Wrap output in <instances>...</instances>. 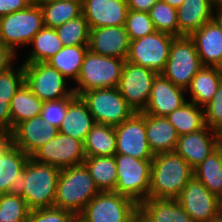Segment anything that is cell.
Here are the masks:
<instances>
[{"instance_id": "cell-14", "label": "cell", "mask_w": 222, "mask_h": 222, "mask_svg": "<svg viewBox=\"0 0 222 222\" xmlns=\"http://www.w3.org/2000/svg\"><path fill=\"white\" fill-rule=\"evenodd\" d=\"M176 200L193 222H209L222 212L221 199L195 177L187 183Z\"/></svg>"}, {"instance_id": "cell-37", "label": "cell", "mask_w": 222, "mask_h": 222, "mask_svg": "<svg viewBox=\"0 0 222 222\" xmlns=\"http://www.w3.org/2000/svg\"><path fill=\"white\" fill-rule=\"evenodd\" d=\"M156 31L179 37L177 10L158 0L148 11Z\"/></svg>"}, {"instance_id": "cell-43", "label": "cell", "mask_w": 222, "mask_h": 222, "mask_svg": "<svg viewBox=\"0 0 222 222\" xmlns=\"http://www.w3.org/2000/svg\"><path fill=\"white\" fill-rule=\"evenodd\" d=\"M75 215L58 207L30 210L27 222H70Z\"/></svg>"}, {"instance_id": "cell-4", "label": "cell", "mask_w": 222, "mask_h": 222, "mask_svg": "<svg viewBox=\"0 0 222 222\" xmlns=\"http://www.w3.org/2000/svg\"><path fill=\"white\" fill-rule=\"evenodd\" d=\"M126 59L99 55L88 49L73 91L80 96L87 90L115 88Z\"/></svg>"}, {"instance_id": "cell-25", "label": "cell", "mask_w": 222, "mask_h": 222, "mask_svg": "<svg viewBox=\"0 0 222 222\" xmlns=\"http://www.w3.org/2000/svg\"><path fill=\"white\" fill-rule=\"evenodd\" d=\"M138 211L149 222H193L176 199L148 198L138 204Z\"/></svg>"}, {"instance_id": "cell-35", "label": "cell", "mask_w": 222, "mask_h": 222, "mask_svg": "<svg viewBox=\"0 0 222 222\" xmlns=\"http://www.w3.org/2000/svg\"><path fill=\"white\" fill-rule=\"evenodd\" d=\"M41 8L44 26L55 29L82 14V0H56Z\"/></svg>"}, {"instance_id": "cell-40", "label": "cell", "mask_w": 222, "mask_h": 222, "mask_svg": "<svg viewBox=\"0 0 222 222\" xmlns=\"http://www.w3.org/2000/svg\"><path fill=\"white\" fill-rule=\"evenodd\" d=\"M24 84V64L14 69L13 65L0 73V102H11L12 97Z\"/></svg>"}, {"instance_id": "cell-54", "label": "cell", "mask_w": 222, "mask_h": 222, "mask_svg": "<svg viewBox=\"0 0 222 222\" xmlns=\"http://www.w3.org/2000/svg\"><path fill=\"white\" fill-rule=\"evenodd\" d=\"M209 222H222V212Z\"/></svg>"}, {"instance_id": "cell-17", "label": "cell", "mask_w": 222, "mask_h": 222, "mask_svg": "<svg viewBox=\"0 0 222 222\" xmlns=\"http://www.w3.org/2000/svg\"><path fill=\"white\" fill-rule=\"evenodd\" d=\"M58 129L49 125L40 115L19 123L10 133V141L31 156L57 134Z\"/></svg>"}, {"instance_id": "cell-32", "label": "cell", "mask_w": 222, "mask_h": 222, "mask_svg": "<svg viewBox=\"0 0 222 222\" xmlns=\"http://www.w3.org/2000/svg\"><path fill=\"white\" fill-rule=\"evenodd\" d=\"M194 177L213 194L222 198V146L194 169Z\"/></svg>"}, {"instance_id": "cell-24", "label": "cell", "mask_w": 222, "mask_h": 222, "mask_svg": "<svg viewBox=\"0 0 222 222\" xmlns=\"http://www.w3.org/2000/svg\"><path fill=\"white\" fill-rule=\"evenodd\" d=\"M176 10L179 37L190 36L215 17L210 0H184Z\"/></svg>"}, {"instance_id": "cell-52", "label": "cell", "mask_w": 222, "mask_h": 222, "mask_svg": "<svg viewBox=\"0 0 222 222\" xmlns=\"http://www.w3.org/2000/svg\"><path fill=\"white\" fill-rule=\"evenodd\" d=\"M32 5L42 6L43 4L56 1V0H29Z\"/></svg>"}, {"instance_id": "cell-46", "label": "cell", "mask_w": 222, "mask_h": 222, "mask_svg": "<svg viewBox=\"0 0 222 222\" xmlns=\"http://www.w3.org/2000/svg\"><path fill=\"white\" fill-rule=\"evenodd\" d=\"M16 58L17 55L0 42V73L9 69Z\"/></svg>"}, {"instance_id": "cell-30", "label": "cell", "mask_w": 222, "mask_h": 222, "mask_svg": "<svg viewBox=\"0 0 222 222\" xmlns=\"http://www.w3.org/2000/svg\"><path fill=\"white\" fill-rule=\"evenodd\" d=\"M85 156H114L116 154V134L114 126L96 123L84 141Z\"/></svg>"}, {"instance_id": "cell-33", "label": "cell", "mask_w": 222, "mask_h": 222, "mask_svg": "<svg viewBox=\"0 0 222 222\" xmlns=\"http://www.w3.org/2000/svg\"><path fill=\"white\" fill-rule=\"evenodd\" d=\"M33 49L23 63L46 62L63 48L54 28L43 26L29 44Z\"/></svg>"}, {"instance_id": "cell-2", "label": "cell", "mask_w": 222, "mask_h": 222, "mask_svg": "<svg viewBox=\"0 0 222 222\" xmlns=\"http://www.w3.org/2000/svg\"><path fill=\"white\" fill-rule=\"evenodd\" d=\"M60 171L56 166L29 158L17 192L27 202L30 210L54 206Z\"/></svg>"}, {"instance_id": "cell-47", "label": "cell", "mask_w": 222, "mask_h": 222, "mask_svg": "<svg viewBox=\"0 0 222 222\" xmlns=\"http://www.w3.org/2000/svg\"><path fill=\"white\" fill-rule=\"evenodd\" d=\"M158 0H127L129 10L148 12Z\"/></svg>"}, {"instance_id": "cell-49", "label": "cell", "mask_w": 222, "mask_h": 222, "mask_svg": "<svg viewBox=\"0 0 222 222\" xmlns=\"http://www.w3.org/2000/svg\"><path fill=\"white\" fill-rule=\"evenodd\" d=\"M130 222H149L139 211L131 218Z\"/></svg>"}, {"instance_id": "cell-34", "label": "cell", "mask_w": 222, "mask_h": 222, "mask_svg": "<svg viewBox=\"0 0 222 222\" xmlns=\"http://www.w3.org/2000/svg\"><path fill=\"white\" fill-rule=\"evenodd\" d=\"M43 103L23 84L10 102L12 131L19 123L40 115Z\"/></svg>"}, {"instance_id": "cell-45", "label": "cell", "mask_w": 222, "mask_h": 222, "mask_svg": "<svg viewBox=\"0 0 222 222\" xmlns=\"http://www.w3.org/2000/svg\"><path fill=\"white\" fill-rule=\"evenodd\" d=\"M0 131L8 134L12 132L10 102H0Z\"/></svg>"}, {"instance_id": "cell-29", "label": "cell", "mask_w": 222, "mask_h": 222, "mask_svg": "<svg viewBox=\"0 0 222 222\" xmlns=\"http://www.w3.org/2000/svg\"><path fill=\"white\" fill-rule=\"evenodd\" d=\"M89 45L63 46L46 63L59 71L67 80L76 82Z\"/></svg>"}, {"instance_id": "cell-1", "label": "cell", "mask_w": 222, "mask_h": 222, "mask_svg": "<svg viewBox=\"0 0 222 222\" xmlns=\"http://www.w3.org/2000/svg\"><path fill=\"white\" fill-rule=\"evenodd\" d=\"M194 177V169L175 151L154 155L149 198L176 199Z\"/></svg>"}, {"instance_id": "cell-6", "label": "cell", "mask_w": 222, "mask_h": 222, "mask_svg": "<svg viewBox=\"0 0 222 222\" xmlns=\"http://www.w3.org/2000/svg\"><path fill=\"white\" fill-rule=\"evenodd\" d=\"M118 181L114 192L134 200L137 204L149 198L152 160H142L116 153Z\"/></svg>"}, {"instance_id": "cell-11", "label": "cell", "mask_w": 222, "mask_h": 222, "mask_svg": "<svg viewBox=\"0 0 222 222\" xmlns=\"http://www.w3.org/2000/svg\"><path fill=\"white\" fill-rule=\"evenodd\" d=\"M174 38L173 35L155 31L153 34L133 40L130 42L126 61L161 74Z\"/></svg>"}, {"instance_id": "cell-19", "label": "cell", "mask_w": 222, "mask_h": 222, "mask_svg": "<svg viewBox=\"0 0 222 222\" xmlns=\"http://www.w3.org/2000/svg\"><path fill=\"white\" fill-rule=\"evenodd\" d=\"M128 11L127 0H82V14L90 29L123 26Z\"/></svg>"}, {"instance_id": "cell-8", "label": "cell", "mask_w": 222, "mask_h": 222, "mask_svg": "<svg viewBox=\"0 0 222 222\" xmlns=\"http://www.w3.org/2000/svg\"><path fill=\"white\" fill-rule=\"evenodd\" d=\"M80 97L98 124L115 127L136 113L117 87L87 90Z\"/></svg>"}, {"instance_id": "cell-20", "label": "cell", "mask_w": 222, "mask_h": 222, "mask_svg": "<svg viewBox=\"0 0 222 222\" xmlns=\"http://www.w3.org/2000/svg\"><path fill=\"white\" fill-rule=\"evenodd\" d=\"M130 38L123 26H108L90 29L88 48L109 57L127 59Z\"/></svg>"}, {"instance_id": "cell-51", "label": "cell", "mask_w": 222, "mask_h": 222, "mask_svg": "<svg viewBox=\"0 0 222 222\" xmlns=\"http://www.w3.org/2000/svg\"><path fill=\"white\" fill-rule=\"evenodd\" d=\"M214 19L220 24L222 28V8L215 10V17Z\"/></svg>"}, {"instance_id": "cell-27", "label": "cell", "mask_w": 222, "mask_h": 222, "mask_svg": "<svg viewBox=\"0 0 222 222\" xmlns=\"http://www.w3.org/2000/svg\"><path fill=\"white\" fill-rule=\"evenodd\" d=\"M222 82V71L220 67L204 66L193 77L189 88L191 102L204 107L216 93Z\"/></svg>"}, {"instance_id": "cell-44", "label": "cell", "mask_w": 222, "mask_h": 222, "mask_svg": "<svg viewBox=\"0 0 222 222\" xmlns=\"http://www.w3.org/2000/svg\"><path fill=\"white\" fill-rule=\"evenodd\" d=\"M30 5L29 0H0V17L25 9Z\"/></svg>"}, {"instance_id": "cell-9", "label": "cell", "mask_w": 222, "mask_h": 222, "mask_svg": "<svg viewBox=\"0 0 222 222\" xmlns=\"http://www.w3.org/2000/svg\"><path fill=\"white\" fill-rule=\"evenodd\" d=\"M138 204L114 191L100 192L85 206L79 217L84 222H130Z\"/></svg>"}, {"instance_id": "cell-7", "label": "cell", "mask_w": 222, "mask_h": 222, "mask_svg": "<svg viewBox=\"0 0 222 222\" xmlns=\"http://www.w3.org/2000/svg\"><path fill=\"white\" fill-rule=\"evenodd\" d=\"M203 67L193 40L189 36H181L173 39L161 74L177 87L187 90L193 77Z\"/></svg>"}, {"instance_id": "cell-21", "label": "cell", "mask_w": 222, "mask_h": 222, "mask_svg": "<svg viewBox=\"0 0 222 222\" xmlns=\"http://www.w3.org/2000/svg\"><path fill=\"white\" fill-rule=\"evenodd\" d=\"M195 43L203 66H222V28L212 19L189 36Z\"/></svg>"}, {"instance_id": "cell-31", "label": "cell", "mask_w": 222, "mask_h": 222, "mask_svg": "<svg viewBox=\"0 0 222 222\" xmlns=\"http://www.w3.org/2000/svg\"><path fill=\"white\" fill-rule=\"evenodd\" d=\"M166 117L179 136L196 132L206 126L204 108L189 100Z\"/></svg>"}, {"instance_id": "cell-53", "label": "cell", "mask_w": 222, "mask_h": 222, "mask_svg": "<svg viewBox=\"0 0 222 222\" xmlns=\"http://www.w3.org/2000/svg\"><path fill=\"white\" fill-rule=\"evenodd\" d=\"M210 2L214 9L218 10L222 8V0H210Z\"/></svg>"}, {"instance_id": "cell-13", "label": "cell", "mask_w": 222, "mask_h": 222, "mask_svg": "<svg viewBox=\"0 0 222 222\" xmlns=\"http://www.w3.org/2000/svg\"><path fill=\"white\" fill-rule=\"evenodd\" d=\"M30 157L37 162L63 169L82 165L86 156L82 141L58 132L52 140L37 149Z\"/></svg>"}, {"instance_id": "cell-5", "label": "cell", "mask_w": 222, "mask_h": 222, "mask_svg": "<svg viewBox=\"0 0 222 222\" xmlns=\"http://www.w3.org/2000/svg\"><path fill=\"white\" fill-rule=\"evenodd\" d=\"M43 26L41 6L31 4L25 9L0 17V42L17 55L16 48L29 45Z\"/></svg>"}, {"instance_id": "cell-28", "label": "cell", "mask_w": 222, "mask_h": 222, "mask_svg": "<svg viewBox=\"0 0 222 222\" xmlns=\"http://www.w3.org/2000/svg\"><path fill=\"white\" fill-rule=\"evenodd\" d=\"M83 164L88 169L100 192L115 190L118 176L114 156H86Z\"/></svg>"}, {"instance_id": "cell-26", "label": "cell", "mask_w": 222, "mask_h": 222, "mask_svg": "<svg viewBox=\"0 0 222 222\" xmlns=\"http://www.w3.org/2000/svg\"><path fill=\"white\" fill-rule=\"evenodd\" d=\"M95 124L87 104L80 96H77L68 105L66 115L58 131L84 143L88 132Z\"/></svg>"}, {"instance_id": "cell-41", "label": "cell", "mask_w": 222, "mask_h": 222, "mask_svg": "<svg viewBox=\"0 0 222 222\" xmlns=\"http://www.w3.org/2000/svg\"><path fill=\"white\" fill-rule=\"evenodd\" d=\"M76 97L77 95L73 93L70 97L61 100L45 101L40 113L41 118L58 129L66 115L68 105Z\"/></svg>"}, {"instance_id": "cell-42", "label": "cell", "mask_w": 222, "mask_h": 222, "mask_svg": "<svg viewBox=\"0 0 222 222\" xmlns=\"http://www.w3.org/2000/svg\"><path fill=\"white\" fill-rule=\"evenodd\" d=\"M203 108L206 126L222 135V82L213 98Z\"/></svg>"}, {"instance_id": "cell-48", "label": "cell", "mask_w": 222, "mask_h": 222, "mask_svg": "<svg viewBox=\"0 0 222 222\" xmlns=\"http://www.w3.org/2000/svg\"><path fill=\"white\" fill-rule=\"evenodd\" d=\"M10 141V134L0 131V151Z\"/></svg>"}, {"instance_id": "cell-10", "label": "cell", "mask_w": 222, "mask_h": 222, "mask_svg": "<svg viewBox=\"0 0 222 222\" xmlns=\"http://www.w3.org/2000/svg\"><path fill=\"white\" fill-rule=\"evenodd\" d=\"M24 84L41 101L61 100L74 91L67 88V79L46 62L23 63Z\"/></svg>"}, {"instance_id": "cell-38", "label": "cell", "mask_w": 222, "mask_h": 222, "mask_svg": "<svg viewBox=\"0 0 222 222\" xmlns=\"http://www.w3.org/2000/svg\"><path fill=\"white\" fill-rule=\"evenodd\" d=\"M30 209L18 193L0 194V222H27Z\"/></svg>"}, {"instance_id": "cell-15", "label": "cell", "mask_w": 222, "mask_h": 222, "mask_svg": "<svg viewBox=\"0 0 222 222\" xmlns=\"http://www.w3.org/2000/svg\"><path fill=\"white\" fill-rule=\"evenodd\" d=\"M116 153L129 155L142 160H152L146 136L145 113L136 112L131 118L114 127Z\"/></svg>"}, {"instance_id": "cell-12", "label": "cell", "mask_w": 222, "mask_h": 222, "mask_svg": "<svg viewBox=\"0 0 222 222\" xmlns=\"http://www.w3.org/2000/svg\"><path fill=\"white\" fill-rule=\"evenodd\" d=\"M157 73L125 61L117 89L135 112L147 107L152 83Z\"/></svg>"}, {"instance_id": "cell-23", "label": "cell", "mask_w": 222, "mask_h": 222, "mask_svg": "<svg viewBox=\"0 0 222 222\" xmlns=\"http://www.w3.org/2000/svg\"><path fill=\"white\" fill-rule=\"evenodd\" d=\"M145 127L153 155L175 151L179 135L167 117L145 113Z\"/></svg>"}, {"instance_id": "cell-39", "label": "cell", "mask_w": 222, "mask_h": 222, "mask_svg": "<svg viewBox=\"0 0 222 222\" xmlns=\"http://www.w3.org/2000/svg\"><path fill=\"white\" fill-rule=\"evenodd\" d=\"M124 27L131 41L156 31L149 13L144 11L129 10Z\"/></svg>"}, {"instance_id": "cell-3", "label": "cell", "mask_w": 222, "mask_h": 222, "mask_svg": "<svg viewBox=\"0 0 222 222\" xmlns=\"http://www.w3.org/2000/svg\"><path fill=\"white\" fill-rule=\"evenodd\" d=\"M100 191L84 164L61 169L54 206L79 216Z\"/></svg>"}, {"instance_id": "cell-16", "label": "cell", "mask_w": 222, "mask_h": 222, "mask_svg": "<svg viewBox=\"0 0 222 222\" xmlns=\"http://www.w3.org/2000/svg\"><path fill=\"white\" fill-rule=\"evenodd\" d=\"M222 135L209 127L179 136L175 152L193 169L204 161L221 143Z\"/></svg>"}, {"instance_id": "cell-36", "label": "cell", "mask_w": 222, "mask_h": 222, "mask_svg": "<svg viewBox=\"0 0 222 222\" xmlns=\"http://www.w3.org/2000/svg\"><path fill=\"white\" fill-rule=\"evenodd\" d=\"M55 30L63 46L89 45L90 28L83 14Z\"/></svg>"}, {"instance_id": "cell-50", "label": "cell", "mask_w": 222, "mask_h": 222, "mask_svg": "<svg viewBox=\"0 0 222 222\" xmlns=\"http://www.w3.org/2000/svg\"><path fill=\"white\" fill-rule=\"evenodd\" d=\"M163 1L176 9L179 8L184 2V0H163Z\"/></svg>"}, {"instance_id": "cell-22", "label": "cell", "mask_w": 222, "mask_h": 222, "mask_svg": "<svg viewBox=\"0 0 222 222\" xmlns=\"http://www.w3.org/2000/svg\"><path fill=\"white\" fill-rule=\"evenodd\" d=\"M30 156L9 141L0 151V194L17 192Z\"/></svg>"}, {"instance_id": "cell-18", "label": "cell", "mask_w": 222, "mask_h": 222, "mask_svg": "<svg viewBox=\"0 0 222 222\" xmlns=\"http://www.w3.org/2000/svg\"><path fill=\"white\" fill-rule=\"evenodd\" d=\"M185 94L186 90L177 87L162 74H157L143 113L166 117L188 101Z\"/></svg>"}, {"instance_id": "cell-55", "label": "cell", "mask_w": 222, "mask_h": 222, "mask_svg": "<svg viewBox=\"0 0 222 222\" xmlns=\"http://www.w3.org/2000/svg\"><path fill=\"white\" fill-rule=\"evenodd\" d=\"M70 222H84L79 216H75Z\"/></svg>"}]
</instances>
